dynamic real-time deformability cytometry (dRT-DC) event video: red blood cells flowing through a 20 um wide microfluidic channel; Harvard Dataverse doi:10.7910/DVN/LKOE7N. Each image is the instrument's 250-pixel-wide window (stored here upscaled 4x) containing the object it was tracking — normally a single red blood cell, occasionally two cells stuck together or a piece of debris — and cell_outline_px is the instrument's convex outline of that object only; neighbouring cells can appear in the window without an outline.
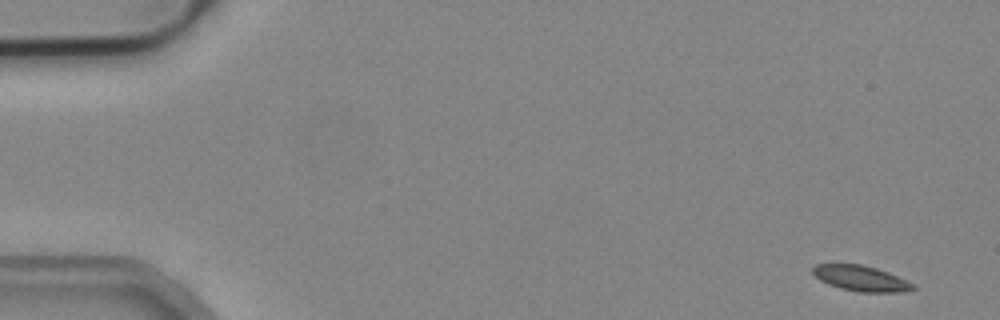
{"species": "common noctule bat (a hibernating species)", "species_latin": "Nyctalus noctula", "temperature_condition": "cold", "stored_images_in_passage": 52, "camera_frame_rate_fps": 3000, "um_per_image_px": 0.085, "animal": {"sex": "male", "body_mass_g": 19.2, "forearm_length_mm": 51.8}, "frame": {"image": 1, "passage_image": 1, "time_ms": 0.0, "image_size_px": [1000, 320], "cell_outline_px": [[916, 288], [900, 292], [860, 292], [840, 288], [828, 284], [820, 280], [812, 272], [812, 268], [816, 264], [860, 264], [876, 268], [888, 272], [916, 284]], "centroid_in_image_um": [73.19, 23.66], "position_along_channel_um": 11.8, "area_um2": 14.85}}
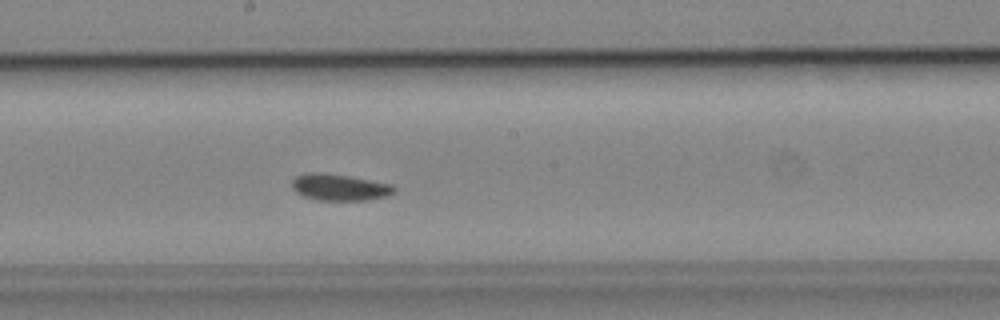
{"frame": {"image": 2, "passage_image": 28, "time_ms": 9.0, "image_size_px": [1000, 320], "cell_outline_px": [[396, 192], [388, 196], [368, 200], [316, 200], [304, 196], [296, 192], [292, 188], [292, 180], [296, 176], [308, 172], [320, 172], [348, 176], [392, 184], [396, 188]], "centroid_in_image_um": [28.87, 15.92], "position_along_channel_um": 219.3, "area_um2": 15.9}}
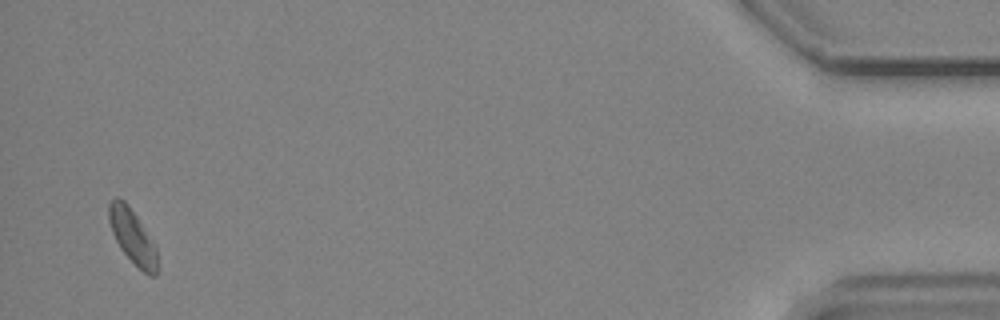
{"frame": {"image": 3, "passage_image": 51, "time_ms": 16.667, "image_size_px": [1000, 320], "cell_outline_px": [[156, 276], [148, 276], [120, 248], [112, 232], [108, 220], [108, 204], [116, 196], [124, 200], [128, 204], [156, 244]], "centroid_in_image_um": [11.25, 20.06], "position_along_channel_um": 424.0, "area_um2": 15.2}, "authors_computed_cell_mechanics": {"area_um2": 15.4037, "velocity_mm_per_s": 3.7816, "shape_relaxation_time_tau1_ms": 7.2676, "shape_relaxation_time_tau2_ms": null, "deformation_change_tau1": 0.0817, "deformation_change_tau2": null}}